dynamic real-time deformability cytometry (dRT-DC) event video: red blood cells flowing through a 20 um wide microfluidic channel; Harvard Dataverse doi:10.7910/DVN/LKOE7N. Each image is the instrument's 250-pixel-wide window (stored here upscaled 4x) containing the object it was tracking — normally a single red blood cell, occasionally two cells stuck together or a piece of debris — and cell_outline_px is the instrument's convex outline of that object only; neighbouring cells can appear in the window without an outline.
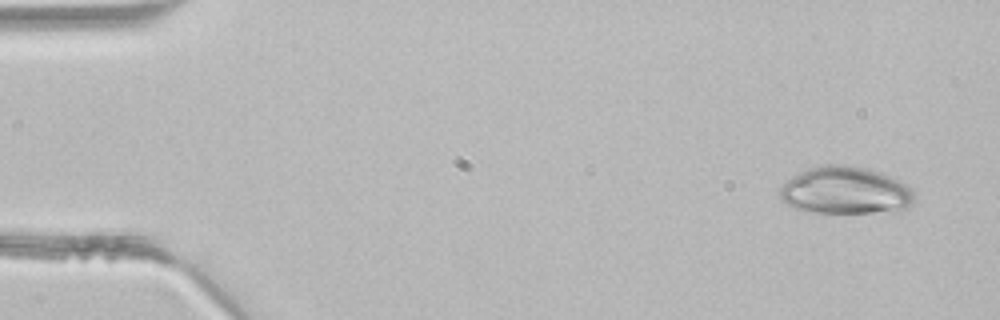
{"species": "common noctule bat (a hibernating species)", "species_latin": "Nyctalus noctula", "temperature_condition": "room temperature", "stored_images_in_passage": 4, "camera_frame_rate_fps": 3000, "um_per_image_px": 0.085, "animal": {"sex": "male", "body_mass_g": 21.5, "forearm_length_mm": 52.0}, "frame": {"image": 1, "passage_image": 1, "time_ms": 0.0, "image_size_px": [1000, 320], "cell_outline_px": [[916, 200], [904, 212], [816, 212], [796, 208], [788, 204], [780, 196], [780, 188], [788, 180], [800, 172], [808, 168], [820, 164], [848, 164], [880, 172], [904, 184], [912, 192]], "centroid_in_image_um": [71.9, 16.19], "position_along_channel_um": 13.1, "area_um2": 36.93}}